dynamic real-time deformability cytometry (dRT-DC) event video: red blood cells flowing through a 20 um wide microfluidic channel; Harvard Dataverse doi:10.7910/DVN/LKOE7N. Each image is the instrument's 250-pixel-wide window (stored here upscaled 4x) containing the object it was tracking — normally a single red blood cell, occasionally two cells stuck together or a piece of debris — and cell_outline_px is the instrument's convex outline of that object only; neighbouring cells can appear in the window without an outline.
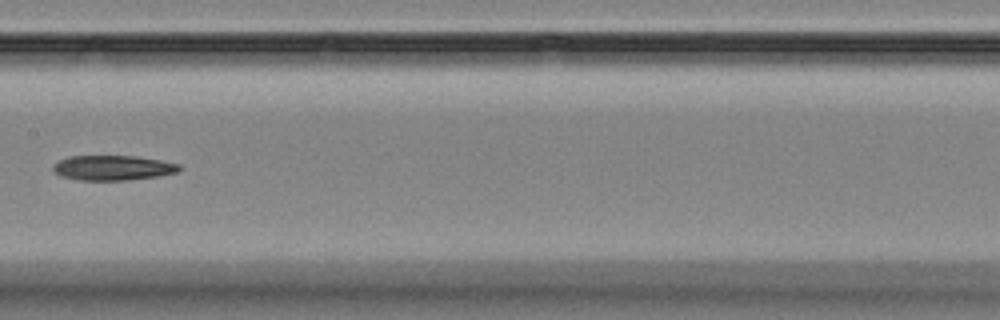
{"species": "Egyptian fruit bat (a non-hibernating species)", "species_latin": "Rousettus aegyptiacus", "temperature_condition": "room temperature", "stored_images_in_passage": 7, "camera_frame_rate_fps": 3000, "um_per_image_px": 0.085, "animal": {"sex": "female"}, "frame": {"image": 1, "passage_image": 7, "time_ms": 8.333, "image_size_px": [1000, 320], "cell_outline_px": [[180, 168], [176, 172], [156, 176], [128, 180], [80, 180], [60, 176], [52, 168], [52, 164], [68, 156], [136, 156], [160, 160], [180, 164]], "centroid_in_image_um": [9.55, 14.26], "position_along_channel_um": 197.8, "area_um2": 18.21}}